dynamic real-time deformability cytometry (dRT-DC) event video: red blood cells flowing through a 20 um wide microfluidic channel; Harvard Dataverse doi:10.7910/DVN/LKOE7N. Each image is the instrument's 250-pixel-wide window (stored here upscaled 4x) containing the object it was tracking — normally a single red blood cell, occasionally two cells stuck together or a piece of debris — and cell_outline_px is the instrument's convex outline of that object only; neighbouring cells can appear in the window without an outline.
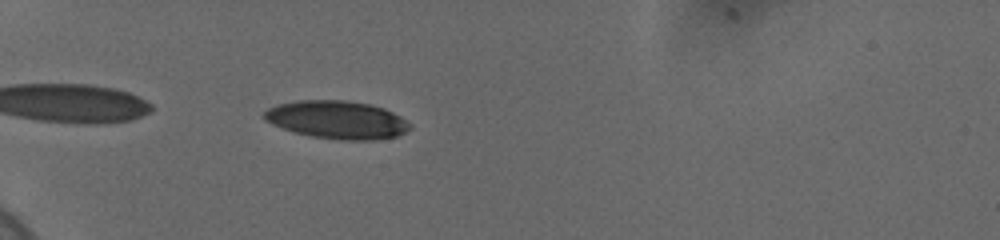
{"species": "human", "species_latin": "Homo sapiens", "temperature_condition": "cold", "stored_images_in_passage": 41, "camera_frame_rate_fps": 3000, "um_per_image_px": 0.085, "donor": {"sex": "female"}, "frame": {"image": 1, "passage_image": 3, "time_ms": 0.667, "image_size_px": [1000, 240], "cell_outline_px": [[412, 128], [396, 136], [372, 140], [340, 140], [312, 136], [292, 132], [272, 124], [264, 120], [260, 116], [268, 108], [276, 104], [300, 100], [348, 100], [372, 104], [384, 108], [400, 116], [412, 124]], "centroid_in_image_um": [28.63, 10.17], "position_along_channel_um": 56.4, "area_um2": 32.6}}
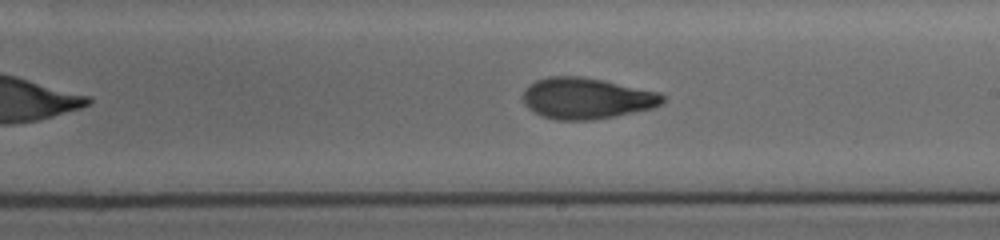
{"frame": {"image": 2, "passage_image": 20, "time_ms": 6.333, "image_size_px": [1000, 240], "cell_outline_px": [[664, 100], [660, 104], [652, 108], [592, 120], [556, 120], [540, 116], [532, 112], [524, 104], [524, 92], [536, 80], [552, 76], [580, 76], [660, 92], [664, 96]], "centroid_in_image_um": [49.83, 8.37], "position_along_channel_um": 239.2, "area_um2": 33.06}}
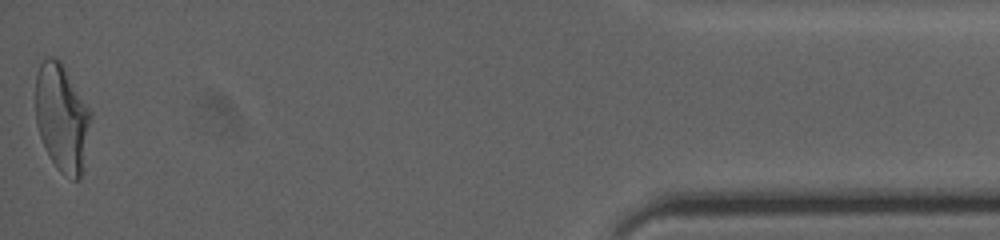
{"frame": {"image": 3, "passage_image": 41, "time_ms": 13.333, "image_size_px": [1000, 240], "cell_outline_px": [[92, 112], [80, 180], [72, 180], [60, 172], [56, 168], [40, 136], [36, 124], [36, 72], [44, 56], [52, 56], [60, 60]], "centroid_in_image_um": [5.25, 9.97], "position_along_channel_um": 430.0, "area_um2": 34.39}, "authors_computed_cell_mechanics": {"area_um2": 33.2928, "velocity_mm_per_s": 3.6871, "shape_relaxation_time_tau1_ms": 5.7691, "shape_relaxation_time_tau2_ms": 1.9381, "deformation_change_tau1": 0.1931, "deformation_change_tau2": 0.0854}}